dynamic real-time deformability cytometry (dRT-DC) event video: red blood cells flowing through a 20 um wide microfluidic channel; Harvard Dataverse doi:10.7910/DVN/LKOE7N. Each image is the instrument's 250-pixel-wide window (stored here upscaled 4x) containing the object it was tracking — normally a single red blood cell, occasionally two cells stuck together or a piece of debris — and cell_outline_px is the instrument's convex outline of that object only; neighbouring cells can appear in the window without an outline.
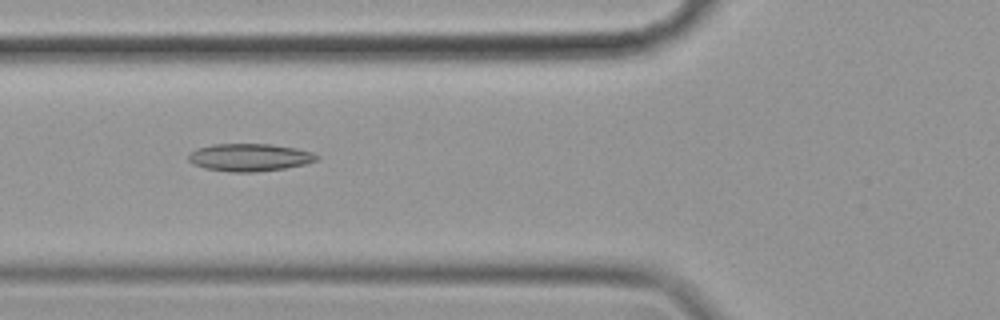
{"species": "common noctule bat (a hibernating species)", "species_latin": "Nyctalus noctula", "temperature_condition": "cold", "stored_images_in_passage": 57, "camera_frame_rate_fps": 3000, "um_per_image_px": 0.085, "animal": {"sex": "female", "body_mass_g": 19.9}, "frame": {"image": 1, "passage_image": 21, "time_ms": 6.667, "image_size_px": [1000, 320], "cell_outline_px": [[320, 156], [316, 160], [304, 164], [284, 168], [256, 172], [228, 172], [204, 168], [192, 164], [188, 160], [188, 152], [196, 148], [212, 144], [272, 144], [296, 148], [312, 152]], "centroid_in_image_um": [21.16, 13.37], "position_along_channel_um": 104.6, "area_um2": 20.81}}
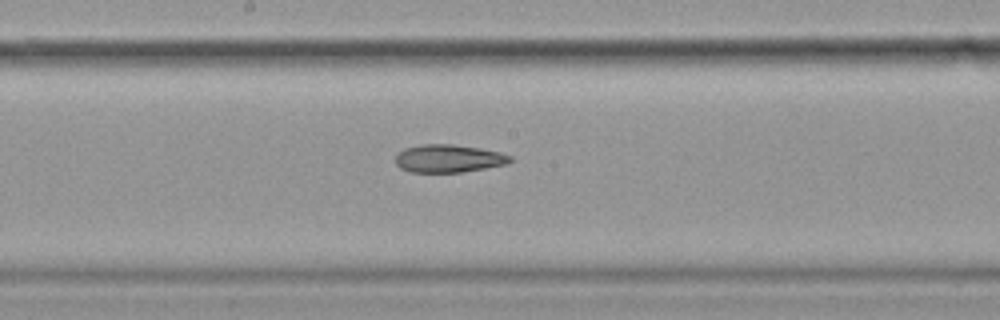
{"frame": {"image": 2, "passage_image": 30, "time_ms": 9.667, "image_size_px": [1000, 320], "cell_outline_px": [[512, 160], [504, 164], [484, 168], [460, 172], [412, 172], [400, 168], [396, 164], [396, 156], [404, 148], [420, 144], [452, 144], [480, 148], [500, 152], [512, 156]], "centroid_in_image_um": [38.11, 13.46], "position_along_channel_um": 210.1, "area_um2": 18.5}}
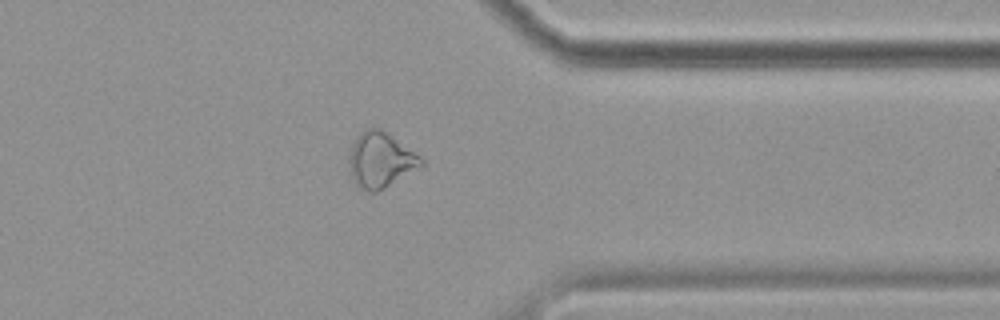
{"frame": {"image": 3, "passage_image": 45, "time_ms": 14.667, "image_size_px": [1000, 320], "cell_outline_px": [[424, 164], [420, 168], [384, 188], [376, 192], [372, 192], [360, 188], [352, 180], [348, 172], [348, 160], [352, 140], [364, 128], [380, 128], [420, 156], [424, 160]], "centroid_in_image_um": [32.3, 13.6], "position_along_channel_um": 379.1, "area_um2": 23.47}, "authors_computed_cell_mechanics": {"area_um2": 22.1952, "velocity_mm_per_s": 3.5167, "shape_relaxation_time_tau1_ms": 10.3693, "shape_relaxation_time_tau2_ms": 8.7046, "deformation_change_tau1": 0.1368, "deformation_change_tau2": 0.172}}